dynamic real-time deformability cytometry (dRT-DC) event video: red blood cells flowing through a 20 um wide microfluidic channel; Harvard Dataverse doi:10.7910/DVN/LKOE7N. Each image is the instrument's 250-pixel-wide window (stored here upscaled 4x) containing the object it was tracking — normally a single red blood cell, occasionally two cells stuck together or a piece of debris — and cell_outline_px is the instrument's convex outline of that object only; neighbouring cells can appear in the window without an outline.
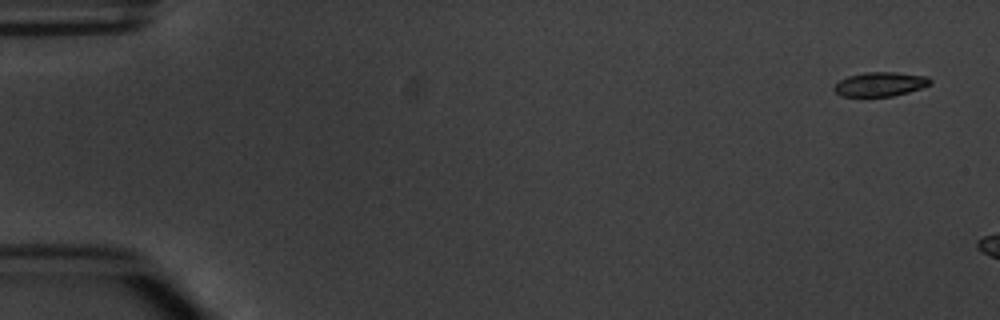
{"species": "common noctule bat (a hibernating species)", "species_latin": "Nyctalus noctula", "temperature_condition": "warm", "stored_images_in_passage": 3, "camera_frame_rate_fps": 3000, "um_per_image_px": 0.085, "animal": {"sex": "male", "body_mass_g": 20.1, "forearm_length_mm": 53.5}, "frame": {"image": 1, "passage_image": 1, "time_ms": 0.0, "image_size_px": [1000, 320], "cell_outline_px": [[932, 84], [908, 92], [892, 96], [840, 96], [832, 88], [840, 80], [848, 76], [864, 72], [896, 72], [928, 76], [932, 80]], "centroid_in_image_um": [74.83, 7.14], "position_along_channel_um": 10.2, "area_um2": 13.58}}